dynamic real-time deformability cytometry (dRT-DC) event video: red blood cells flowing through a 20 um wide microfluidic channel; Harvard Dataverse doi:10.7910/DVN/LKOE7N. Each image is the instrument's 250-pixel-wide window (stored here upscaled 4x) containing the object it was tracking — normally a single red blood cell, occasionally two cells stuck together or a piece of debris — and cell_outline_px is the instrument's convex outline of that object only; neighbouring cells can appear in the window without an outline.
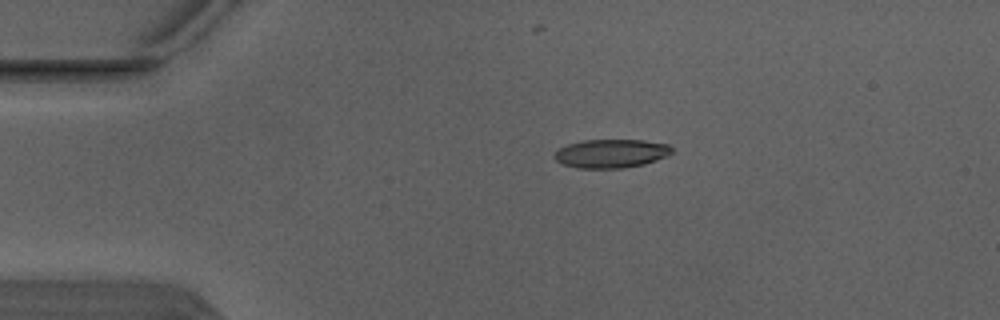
{"species": "Egyptian fruit bat (a non-hibernating species)", "species_latin": "Rousettus aegyptiacus", "temperature_condition": "warm", "stored_images_in_passage": 3, "camera_frame_rate_fps": 3000, "um_per_image_px": 0.085, "animal": {"sex": "male"}, "frame": {"image": 1, "passage_image": 2, "time_ms": 0.333, "image_size_px": [1000, 320], "cell_outline_px": [[672, 152], [668, 156], [644, 164], [624, 168], [580, 168], [564, 164], [556, 160], [556, 152], [560, 148], [568, 144], [584, 140], [644, 140], [668, 144], [672, 148]], "centroid_in_image_um": [52.0, 13.04], "position_along_channel_um": 33.0, "area_um2": 19.42}}